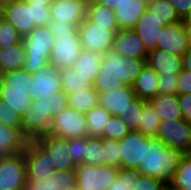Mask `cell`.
Masks as SVG:
<instances>
[{
  "label": "cell",
  "instance_id": "836d02e7",
  "mask_svg": "<svg viewBox=\"0 0 191 190\" xmlns=\"http://www.w3.org/2000/svg\"><path fill=\"white\" fill-rule=\"evenodd\" d=\"M49 190H64L76 184L75 170H55V172L42 180Z\"/></svg>",
  "mask_w": 191,
  "mask_h": 190
},
{
  "label": "cell",
  "instance_id": "60d3db41",
  "mask_svg": "<svg viewBox=\"0 0 191 190\" xmlns=\"http://www.w3.org/2000/svg\"><path fill=\"white\" fill-rule=\"evenodd\" d=\"M129 132L130 130L124 123V119L112 115L108 123L104 126L102 138H109L119 141Z\"/></svg>",
  "mask_w": 191,
  "mask_h": 190
},
{
  "label": "cell",
  "instance_id": "e0dca14e",
  "mask_svg": "<svg viewBox=\"0 0 191 190\" xmlns=\"http://www.w3.org/2000/svg\"><path fill=\"white\" fill-rule=\"evenodd\" d=\"M36 140L50 153L55 170H75L68 148V139L55 137L50 134L42 135Z\"/></svg>",
  "mask_w": 191,
  "mask_h": 190
},
{
  "label": "cell",
  "instance_id": "03108f58",
  "mask_svg": "<svg viewBox=\"0 0 191 190\" xmlns=\"http://www.w3.org/2000/svg\"><path fill=\"white\" fill-rule=\"evenodd\" d=\"M20 190H30L27 186H24L22 189Z\"/></svg>",
  "mask_w": 191,
  "mask_h": 190
},
{
  "label": "cell",
  "instance_id": "5bb4252c",
  "mask_svg": "<svg viewBox=\"0 0 191 190\" xmlns=\"http://www.w3.org/2000/svg\"><path fill=\"white\" fill-rule=\"evenodd\" d=\"M0 16L11 23L24 38L35 27L32 7L24 0H7L0 9Z\"/></svg>",
  "mask_w": 191,
  "mask_h": 190
},
{
  "label": "cell",
  "instance_id": "f546056e",
  "mask_svg": "<svg viewBox=\"0 0 191 190\" xmlns=\"http://www.w3.org/2000/svg\"><path fill=\"white\" fill-rule=\"evenodd\" d=\"M112 114L109 113L104 107L97 105L92 107L86 114L88 138H102L104 126L108 123Z\"/></svg>",
  "mask_w": 191,
  "mask_h": 190
},
{
  "label": "cell",
  "instance_id": "6125c7cd",
  "mask_svg": "<svg viewBox=\"0 0 191 190\" xmlns=\"http://www.w3.org/2000/svg\"><path fill=\"white\" fill-rule=\"evenodd\" d=\"M77 1H82V2H84V3H86V4H88L90 1H92V0H77Z\"/></svg>",
  "mask_w": 191,
  "mask_h": 190
},
{
  "label": "cell",
  "instance_id": "6f0895ef",
  "mask_svg": "<svg viewBox=\"0 0 191 190\" xmlns=\"http://www.w3.org/2000/svg\"><path fill=\"white\" fill-rule=\"evenodd\" d=\"M27 4L51 5L55 0H24Z\"/></svg>",
  "mask_w": 191,
  "mask_h": 190
},
{
  "label": "cell",
  "instance_id": "9a60e30c",
  "mask_svg": "<svg viewBox=\"0 0 191 190\" xmlns=\"http://www.w3.org/2000/svg\"><path fill=\"white\" fill-rule=\"evenodd\" d=\"M156 49L183 56L189 50L186 22L182 20L165 25L160 33Z\"/></svg>",
  "mask_w": 191,
  "mask_h": 190
},
{
  "label": "cell",
  "instance_id": "8992f818",
  "mask_svg": "<svg viewBox=\"0 0 191 190\" xmlns=\"http://www.w3.org/2000/svg\"><path fill=\"white\" fill-rule=\"evenodd\" d=\"M120 168L85 164L76 165V184L80 190H108L115 181Z\"/></svg>",
  "mask_w": 191,
  "mask_h": 190
},
{
  "label": "cell",
  "instance_id": "11a10c76",
  "mask_svg": "<svg viewBox=\"0 0 191 190\" xmlns=\"http://www.w3.org/2000/svg\"><path fill=\"white\" fill-rule=\"evenodd\" d=\"M182 65H183V69L185 71H190L191 72V50H188L182 56Z\"/></svg>",
  "mask_w": 191,
  "mask_h": 190
},
{
  "label": "cell",
  "instance_id": "44dd1931",
  "mask_svg": "<svg viewBox=\"0 0 191 190\" xmlns=\"http://www.w3.org/2000/svg\"><path fill=\"white\" fill-rule=\"evenodd\" d=\"M146 64L159 76H173L179 74L183 69L182 56H177L161 49L149 51Z\"/></svg>",
  "mask_w": 191,
  "mask_h": 190
},
{
  "label": "cell",
  "instance_id": "4dcf8cb0",
  "mask_svg": "<svg viewBox=\"0 0 191 190\" xmlns=\"http://www.w3.org/2000/svg\"><path fill=\"white\" fill-rule=\"evenodd\" d=\"M86 17L97 25L108 26V30H119L114 10L97 4L94 0L87 4Z\"/></svg>",
  "mask_w": 191,
  "mask_h": 190
},
{
  "label": "cell",
  "instance_id": "3957f363",
  "mask_svg": "<svg viewBox=\"0 0 191 190\" xmlns=\"http://www.w3.org/2000/svg\"><path fill=\"white\" fill-rule=\"evenodd\" d=\"M185 155L183 151L168 147L157 138H151L144 144L143 164L137 170L168 185Z\"/></svg>",
  "mask_w": 191,
  "mask_h": 190
},
{
  "label": "cell",
  "instance_id": "e575fe53",
  "mask_svg": "<svg viewBox=\"0 0 191 190\" xmlns=\"http://www.w3.org/2000/svg\"><path fill=\"white\" fill-rule=\"evenodd\" d=\"M147 7L162 21V26L182 21L168 0L147 2Z\"/></svg>",
  "mask_w": 191,
  "mask_h": 190
},
{
  "label": "cell",
  "instance_id": "1f68e13d",
  "mask_svg": "<svg viewBox=\"0 0 191 190\" xmlns=\"http://www.w3.org/2000/svg\"><path fill=\"white\" fill-rule=\"evenodd\" d=\"M83 164L91 166L106 165L103 138H88L84 143Z\"/></svg>",
  "mask_w": 191,
  "mask_h": 190
},
{
  "label": "cell",
  "instance_id": "ab89813d",
  "mask_svg": "<svg viewBox=\"0 0 191 190\" xmlns=\"http://www.w3.org/2000/svg\"><path fill=\"white\" fill-rule=\"evenodd\" d=\"M141 173L137 169L120 168L118 175L108 190H133L132 185L138 181Z\"/></svg>",
  "mask_w": 191,
  "mask_h": 190
},
{
  "label": "cell",
  "instance_id": "6da1fadb",
  "mask_svg": "<svg viewBox=\"0 0 191 190\" xmlns=\"http://www.w3.org/2000/svg\"><path fill=\"white\" fill-rule=\"evenodd\" d=\"M146 64V59L122 56L113 48L102 54L99 73L93 88L99 94L120 88L132 86Z\"/></svg>",
  "mask_w": 191,
  "mask_h": 190
},
{
  "label": "cell",
  "instance_id": "c3c4849f",
  "mask_svg": "<svg viewBox=\"0 0 191 190\" xmlns=\"http://www.w3.org/2000/svg\"><path fill=\"white\" fill-rule=\"evenodd\" d=\"M178 74L173 76L160 75L158 79V93L177 95Z\"/></svg>",
  "mask_w": 191,
  "mask_h": 190
},
{
  "label": "cell",
  "instance_id": "9c48e42d",
  "mask_svg": "<svg viewBox=\"0 0 191 190\" xmlns=\"http://www.w3.org/2000/svg\"><path fill=\"white\" fill-rule=\"evenodd\" d=\"M54 40L49 63L55 64L61 69L72 67L82 51L78 28L73 32H63L60 35H55Z\"/></svg>",
  "mask_w": 191,
  "mask_h": 190
},
{
  "label": "cell",
  "instance_id": "91938a15",
  "mask_svg": "<svg viewBox=\"0 0 191 190\" xmlns=\"http://www.w3.org/2000/svg\"><path fill=\"white\" fill-rule=\"evenodd\" d=\"M64 190H80V188L78 187L77 184H75L74 186H72L71 188H66Z\"/></svg>",
  "mask_w": 191,
  "mask_h": 190
},
{
  "label": "cell",
  "instance_id": "4316f807",
  "mask_svg": "<svg viewBox=\"0 0 191 190\" xmlns=\"http://www.w3.org/2000/svg\"><path fill=\"white\" fill-rule=\"evenodd\" d=\"M99 105V95L92 87H84L67 93V107L86 114L92 107Z\"/></svg>",
  "mask_w": 191,
  "mask_h": 190
},
{
  "label": "cell",
  "instance_id": "b9f144b4",
  "mask_svg": "<svg viewBox=\"0 0 191 190\" xmlns=\"http://www.w3.org/2000/svg\"><path fill=\"white\" fill-rule=\"evenodd\" d=\"M0 121L2 124L17 128L22 133L21 115L7 102L0 99Z\"/></svg>",
  "mask_w": 191,
  "mask_h": 190
},
{
  "label": "cell",
  "instance_id": "cb8c5ba5",
  "mask_svg": "<svg viewBox=\"0 0 191 190\" xmlns=\"http://www.w3.org/2000/svg\"><path fill=\"white\" fill-rule=\"evenodd\" d=\"M158 79L159 75L145 64L132 85L136 97L145 101L154 98L158 94Z\"/></svg>",
  "mask_w": 191,
  "mask_h": 190
},
{
  "label": "cell",
  "instance_id": "30bf717a",
  "mask_svg": "<svg viewBox=\"0 0 191 190\" xmlns=\"http://www.w3.org/2000/svg\"><path fill=\"white\" fill-rule=\"evenodd\" d=\"M27 184L24 153L0 157V190H20Z\"/></svg>",
  "mask_w": 191,
  "mask_h": 190
},
{
  "label": "cell",
  "instance_id": "003e7915",
  "mask_svg": "<svg viewBox=\"0 0 191 190\" xmlns=\"http://www.w3.org/2000/svg\"><path fill=\"white\" fill-rule=\"evenodd\" d=\"M187 155L191 158V151L187 153Z\"/></svg>",
  "mask_w": 191,
  "mask_h": 190
},
{
  "label": "cell",
  "instance_id": "7a4b0ae2",
  "mask_svg": "<svg viewBox=\"0 0 191 190\" xmlns=\"http://www.w3.org/2000/svg\"><path fill=\"white\" fill-rule=\"evenodd\" d=\"M67 107V93L60 89L53 96L39 98L21 115L22 134L36 139L48 133L52 118Z\"/></svg>",
  "mask_w": 191,
  "mask_h": 190
},
{
  "label": "cell",
  "instance_id": "816d5d0a",
  "mask_svg": "<svg viewBox=\"0 0 191 190\" xmlns=\"http://www.w3.org/2000/svg\"><path fill=\"white\" fill-rule=\"evenodd\" d=\"M183 119L191 123V94L178 95Z\"/></svg>",
  "mask_w": 191,
  "mask_h": 190
},
{
  "label": "cell",
  "instance_id": "9f6ffc18",
  "mask_svg": "<svg viewBox=\"0 0 191 190\" xmlns=\"http://www.w3.org/2000/svg\"><path fill=\"white\" fill-rule=\"evenodd\" d=\"M26 186L30 190H49L45 185H43V182H27Z\"/></svg>",
  "mask_w": 191,
  "mask_h": 190
},
{
  "label": "cell",
  "instance_id": "ffe728a7",
  "mask_svg": "<svg viewBox=\"0 0 191 190\" xmlns=\"http://www.w3.org/2000/svg\"><path fill=\"white\" fill-rule=\"evenodd\" d=\"M163 27L162 21L147 7L133 30L137 33L149 52L156 49L157 41Z\"/></svg>",
  "mask_w": 191,
  "mask_h": 190
},
{
  "label": "cell",
  "instance_id": "8d00e7d4",
  "mask_svg": "<svg viewBox=\"0 0 191 190\" xmlns=\"http://www.w3.org/2000/svg\"><path fill=\"white\" fill-rule=\"evenodd\" d=\"M61 84L62 89L66 93H71L74 90H81L84 87H92L93 85L88 82V79L82 78L77 71L72 67L61 69Z\"/></svg>",
  "mask_w": 191,
  "mask_h": 190
},
{
  "label": "cell",
  "instance_id": "db71d44e",
  "mask_svg": "<svg viewBox=\"0 0 191 190\" xmlns=\"http://www.w3.org/2000/svg\"><path fill=\"white\" fill-rule=\"evenodd\" d=\"M97 4H102L109 9L115 10L125 0H94Z\"/></svg>",
  "mask_w": 191,
  "mask_h": 190
},
{
  "label": "cell",
  "instance_id": "7dc6e473",
  "mask_svg": "<svg viewBox=\"0 0 191 190\" xmlns=\"http://www.w3.org/2000/svg\"><path fill=\"white\" fill-rule=\"evenodd\" d=\"M86 137L68 139V148L75 165L83 164V151Z\"/></svg>",
  "mask_w": 191,
  "mask_h": 190
},
{
  "label": "cell",
  "instance_id": "f6af8a7d",
  "mask_svg": "<svg viewBox=\"0 0 191 190\" xmlns=\"http://www.w3.org/2000/svg\"><path fill=\"white\" fill-rule=\"evenodd\" d=\"M28 5L32 7L33 23L36 26H48L51 21L50 5Z\"/></svg>",
  "mask_w": 191,
  "mask_h": 190
},
{
  "label": "cell",
  "instance_id": "603a6c76",
  "mask_svg": "<svg viewBox=\"0 0 191 190\" xmlns=\"http://www.w3.org/2000/svg\"><path fill=\"white\" fill-rule=\"evenodd\" d=\"M27 140L17 128L0 121V157L23 152Z\"/></svg>",
  "mask_w": 191,
  "mask_h": 190
},
{
  "label": "cell",
  "instance_id": "74e56055",
  "mask_svg": "<svg viewBox=\"0 0 191 190\" xmlns=\"http://www.w3.org/2000/svg\"><path fill=\"white\" fill-rule=\"evenodd\" d=\"M1 86L28 88L31 90V74L24 69L0 74Z\"/></svg>",
  "mask_w": 191,
  "mask_h": 190
},
{
  "label": "cell",
  "instance_id": "f35d334b",
  "mask_svg": "<svg viewBox=\"0 0 191 190\" xmlns=\"http://www.w3.org/2000/svg\"><path fill=\"white\" fill-rule=\"evenodd\" d=\"M23 41L15 27L0 16V49L9 48Z\"/></svg>",
  "mask_w": 191,
  "mask_h": 190
},
{
  "label": "cell",
  "instance_id": "8fae6325",
  "mask_svg": "<svg viewBox=\"0 0 191 190\" xmlns=\"http://www.w3.org/2000/svg\"><path fill=\"white\" fill-rule=\"evenodd\" d=\"M156 138L187 154L191 151V123L184 119L162 120Z\"/></svg>",
  "mask_w": 191,
  "mask_h": 190
},
{
  "label": "cell",
  "instance_id": "484cf974",
  "mask_svg": "<svg viewBox=\"0 0 191 190\" xmlns=\"http://www.w3.org/2000/svg\"><path fill=\"white\" fill-rule=\"evenodd\" d=\"M101 61L102 55L82 50L77 60L73 63L72 68L93 85L99 73Z\"/></svg>",
  "mask_w": 191,
  "mask_h": 190
},
{
  "label": "cell",
  "instance_id": "680465c9",
  "mask_svg": "<svg viewBox=\"0 0 191 190\" xmlns=\"http://www.w3.org/2000/svg\"><path fill=\"white\" fill-rule=\"evenodd\" d=\"M186 30H187V35H188L189 50H191V24L188 22H186Z\"/></svg>",
  "mask_w": 191,
  "mask_h": 190
},
{
  "label": "cell",
  "instance_id": "2e32d148",
  "mask_svg": "<svg viewBox=\"0 0 191 190\" xmlns=\"http://www.w3.org/2000/svg\"><path fill=\"white\" fill-rule=\"evenodd\" d=\"M135 97L132 86L125 85L99 94V105L113 116L124 118L131 109V101Z\"/></svg>",
  "mask_w": 191,
  "mask_h": 190
},
{
  "label": "cell",
  "instance_id": "7bdbcfd3",
  "mask_svg": "<svg viewBox=\"0 0 191 190\" xmlns=\"http://www.w3.org/2000/svg\"><path fill=\"white\" fill-rule=\"evenodd\" d=\"M103 148L105 150L106 166L121 168L119 141L103 138Z\"/></svg>",
  "mask_w": 191,
  "mask_h": 190
},
{
  "label": "cell",
  "instance_id": "ac0fdd59",
  "mask_svg": "<svg viewBox=\"0 0 191 190\" xmlns=\"http://www.w3.org/2000/svg\"><path fill=\"white\" fill-rule=\"evenodd\" d=\"M50 12L51 21L69 22L77 28L86 18L87 4L77 0H55Z\"/></svg>",
  "mask_w": 191,
  "mask_h": 190
},
{
  "label": "cell",
  "instance_id": "ba28073f",
  "mask_svg": "<svg viewBox=\"0 0 191 190\" xmlns=\"http://www.w3.org/2000/svg\"><path fill=\"white\" fill-rule=\"evenodd\" d=\"M86 132L85 114L66 107L52 118L47 134L70 139L86 137Z\"/></svg>",
  "mask_w": 191,
  "mask_h": 190
},
{
  "label": "cell",
  "instance_id": "d6a6232c",
  "mask_svg": "<svg viewBox=\"0 0 191 190\" xmlns=\"http://www.w3.org/2000/svg\"><path fill=\"white\" fill-rule=\"evenodd\" d=\"M161 121L159 115L154 111L153 106L146 101L142 105L138 131L145 136L156 138Z\"/></svg>",
  "mask_w": 191,
  "mask_h": 190
},
{
  "label": "cell",
  "instance_id": "52a82bcc",
  "mask_svg": "<svg viewBox=\"0 0 191 190\" xmlns=\"http://www.w3.org/2000/svg\"><path fill=\"white\" fill-rule=\"evenodd\" d=\"M81 47L84 51H92L100 55L113 47L117 30H108V26L97 25L87 17L78 25Z\"/></svg>",
  "mask_w": 191,
  "mask_h": 190
},
{
  "label": "cell",
  "instance_id": "bcb514c9",
  "mask_svg": "<svg viewBox=\"0 0 191 190\" xmlns=\"http://www.w3.org/2000/svg\"><path fill=\"white\" fill-rule=\"evenodd\" d=\"M131 187L133 190H164L167 185L158 179L141 174L138 181Z\"/></svg>",
  "mask_w": 191,
  "mask_h": 190
},
{
  "label": "cell",
  "instance_id": "e7e4bbea",
  "mask_svg": "<svg viewBox=\"0 0 191 190\" xmlns=\"http://www.w3.org/2000/svg\"><path fill=\"white\" fill-rule=\"evenodd\" d=\"M177 190H191V187L182 188V189H177Z\"/></svg>",
  "mask_w": 191,
  "mask_h": 190
},
{
  "label": "cell",
  "instance_id": "7402d4cb",
  "mask_svg": "<svg viewBox=\"0 0 191 190\" xmlns=\"http://www.w3.org/2000/svg\"><path fill=\"white\" fill-rule=\"evenodd\" d=\"M147 8V0H125L115 10L119 30L133 29Z\"/></svg>",
  "mask_w": 191,
  "mask_h": 190
},
{
  "label": "cell",
  "instance_id": "be15d7a7",
  "mask_svg": "<svg viewBox=\"0 0 191 190\" xmlns=\"http://www.w3.org/2000/svg\"><path fill=\"white\" fill-rule=\"evenodd\" d=\"M185 22H188V23L191 24V14H190L189 18Z\"/></svg>",
  "mask_w": 191,
  "mask_h": 190
},
{
  "label": "cell",
  "instance_id": "d590c367",
  "mask_svg": "<svg viewBox=\"0 0 191 190\" xmlns=\"http://www.w3.org/2000/svg\"><path fill=\"white\" fill-rule=\"evenodd\" d=\"M167 187L170 190L191 187V158L187 154L181 160L175 175Z\"/></svg>",
  "mask_w": 191,
  "mask_h": 190
},
{
  "label": "cell",
  "instance_id": "d4e9b609",
  "mask_svg": "<svg viewBox=\"0 0 191 190\" xmlns=\"http://www.w3.org/2000/svg\"><path fill=\"white\" fill-rule=\"evenodd\" d=\"M153 106L154 111L161 120H180L183 119L178 95L158 93L154 98L148 100Z\"/></svg>",
  "mask_w": 191,
  "mask_h": 190
},
{
  "label": "cell",
  "instance_id": "94428289",
  "mask_svg": "<svg viewBox=\"0 0 191 190\" xmlns=\"http://www.w3.org/2000/svg\"><path fill=\"white\" fill-rule=\"evenodd\" d=\"M7 0H0V9L2 8L3 4L6 2Z\"/></svg>",
  "mask_w": 191,
  "mask_h": 190
},
{
  "label": "cell",
  "instance_id": "ee69618b",
  "mask_svg": "<svg viewBox=\"0 0 191 190\" xmlns=\"http://www.w3.org/2000/svg\"><path fill=\"white\" fill-rule=\"evenodd\" d=\"M145 102V100L139 99L138 97H135L131 101V109L129 110L128 114H126V116L123 118L124 123L127 125L130 131H138L142 105Z\"/></svg>",
  "mask_w": 191,
  "mask_h": 190
},
{
  "label": "cell",
  "instance_id": "f1b7e54d",
  "mask_svg": "<svg viewBox=\"0 0 191 190\" xmlns=\"http://www.w3.org/2000/svg\"><path fill=\"white\" fill-rule=\"evenodd\" d=\"M28 88L1 86L0 99L7 102L20 115L32 104Z\"/></svg>",
  "mask_w": 191,
  "mask_h": 190
},
{
  "label": "cell",
  "instance_id": "d6986e66",
  "mask_svg": "<svg viewBox=\"0 0 191 190\" xmlns=\"http://www.w3.org/2000/svg\"><path fill=\"white\" fill-rule=\"evenodd\" d=\"M122 56L146 59L148 51L133 29L117 30L114 35L113 47Z\"/></svg>",
  "mask_w": 191,
  "mask_h": 190
},
{
  "label": "cell",
  "instance_id": "681fc988",
  "mask_svg": "<svg viewBox=\"0 0 191 190\" xmlns=\"http://www.w3.org/2000/svg\"><path fill=\"white\" fill-rule=\"evenodd\" d=\"M177 80V95L191 94V72L182 69Z\"/></svg>",
  "mask_w": 191,
  "mask_h": 190
},
{
  "label": "cell",
  "instance_id": "f907efd6",
  "mask_svg": "<svg viewBox=\"0 0 191 190\" xmlns=\"http://www.w3.org/2000/svg\"><path fill=\"white\" fill-rule=\"evenodd\" d=\"M181 20L186 21L191 14V0H168Z\"/></svg>",
  "mask_w": 191,
  "mask_h": 190
},
{
  "label": "cell",
  "instance_id": "4fadbf2b",
  "mask_svg": "<svg viewBox=\"0 0 191 190\" xmlns=\"http://www.w3.org/2000/svg\"><path fill=\"white\" fill-rule=\"evenodd\" d=\"M150 139L139 131H130L120 139L121 168L138 169L143 164L144 144Z\"/></svg>",
  "mask_w": 191,
  "mask_h": 190
},
{
  "label": "cell",
  "instance_id": "7c38bea8",
  "mask_svg": "<svg viewBox=\"0 0 191 190\" xmlns=\"http://www.w3.org/2000/svg\"><path fill=\"white\" fill-rule=\"evenodd\" d=\"M60 89H62L61 68L55 64L48 63L31 74V90L28 93L33 101L53 96Z\"/></svg>",
  "mask_w": 191,
  "mask_h": 190
},
{
  "label": "cell",
  "instance_id": "83f0119b",
  "mask_svg": "<svg viewBox=\"0 0 191 190\" xmlns=\"http://www.w3.org/2000/svg\"><path fill=\"white\" fill-rule=\"evenodd\" d=\"M26 49L23 41L9 48L0 49V74L23 69L26 62Z\"/></svg>",
  "mask_w": 191,
  "mask_h": 190
},
{
  "label": "cell",
  "instance_id": "5b68a950",
  "mask_svg": "<svg viewBox=\"0 0 191 190\" xmlns=\"http://www.w3.org/2000/svg\"><path fill=\"white\" fill-rule=\"evenodd\" d=\"M27 182H42L55 172L50 153L36 140H27L23 151Z\"/></svg>",
  "mask_w": 191,
  "mask_h": 190
},
{
  "label": "cell",
  "instance_id": "f5cc1de1",
  "mask_svg": "<svg viewBox=\"0 0 191 190\" xmlns=\"http://www.w3.org/2000/svg\"><path fill=\"white\" fill-rule=\"evenodd\" d=\"M48 27L53 35H60L63 32H73L76 27L69 22L50 21Z\"/></svg>",
  "mask_w": 191,
  "mask_h": 190
},
{
  "label": "cell",
  "instance_id": "277c9868",
  "mask_svg": "<svg viewBox=\"0 0 191 190\" xmlns=\"http://www.w3.org/2000/svg\"><path fill=\"white\" fill-rule=\"evenodd\" d=\"M53 35L48 26H37L23 38L26 49L24 70L30 74L49 63L51 49L54 44Z\"/></svg>",
  "mask_w": 191,
  "mask_h": 190
}]
</instances>
